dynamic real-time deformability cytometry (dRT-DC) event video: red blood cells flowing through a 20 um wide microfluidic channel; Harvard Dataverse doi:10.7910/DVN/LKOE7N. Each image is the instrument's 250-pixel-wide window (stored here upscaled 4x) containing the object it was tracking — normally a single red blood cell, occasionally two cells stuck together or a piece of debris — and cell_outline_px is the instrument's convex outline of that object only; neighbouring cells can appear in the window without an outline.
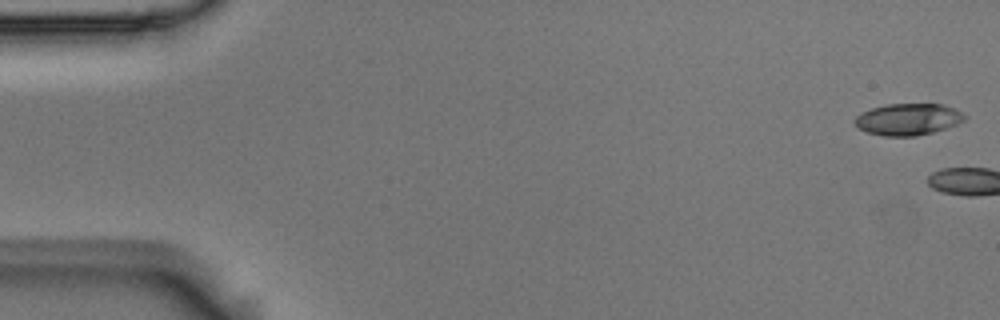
{"species": "Egyptian fruit bat (a non-hibernating species)", "species_latin": "Rousettus aegyptiacus", "temperature_condition": "room temperature", "stored_images_in_passage": 6, "camera_frame_rate_fps": 3000, "um_per_image_px": 0.085, "animal": {"sex": "male"}, "frame": {"image": 1, "passage_image": 1, "time_ms": 0.0, "image_size_px": [1000, 320], "cell_outline_px": [[968, 116], [964, 120], [956, 124], [932, 132], [916, 136], [884, 136], [868, 132], [860, 128], [852, 120], [860, 112], [872, 108], [888, 104], [944, 104]], "centroid_in_image_um": [77.16, 10.13], "position_along_channel_um": 7.8, "area_um2": 20.11}}